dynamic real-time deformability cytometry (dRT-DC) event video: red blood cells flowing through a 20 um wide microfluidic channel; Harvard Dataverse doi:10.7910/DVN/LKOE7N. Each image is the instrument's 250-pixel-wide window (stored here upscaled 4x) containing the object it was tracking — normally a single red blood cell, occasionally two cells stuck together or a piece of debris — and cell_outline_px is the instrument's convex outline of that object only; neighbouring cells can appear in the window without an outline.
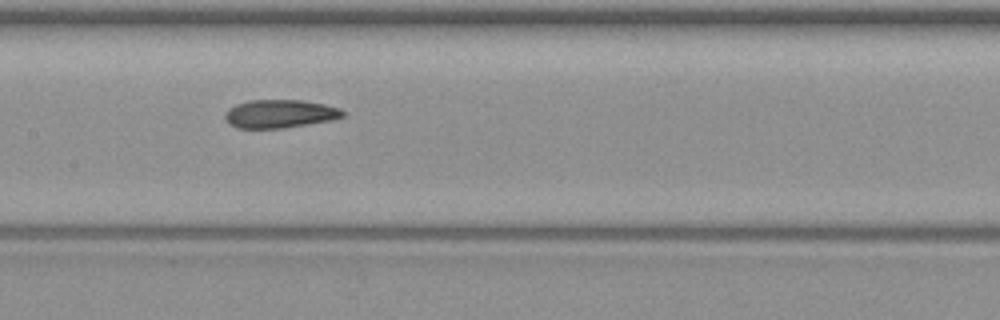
{"species": "common noctule bat (a hibernating species)", "species_latin": "Nyctalus noctula", "temperature_condition": "warm", "stored_images_in_passage": 9, "camera_frame_rate_fps": 3000, "um_per_image_px": 0.085, "animal": {"sex": "female", "body_mass_g": 19.3, "forearm_length_mm": 54.1}, "frame": {"image": 1, "passage_image": 7, "time_ms": 8.333, "image_size_px": [1000, 320], "cell_outline_px": [[344, 116], [332, 120], [284, 128], [236, 128], [228, 124], [224, 116], [228, 108], [236, 104], [248, 100], [300, 100], [324, 104], [340, 108], [344, 112]], "centroid_in_image_um": [23.76, 9.67], "position_along_channel_um": 183.6, "area_um2": 19.48}}
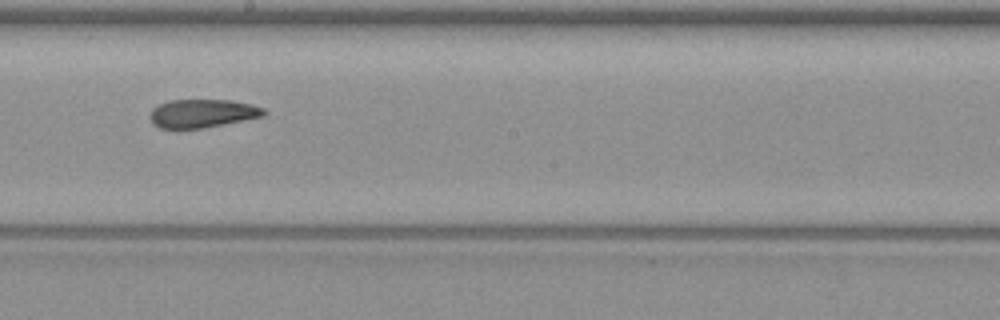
{"frame": {"image": 2, "passage_image": 8, "time_ms": 9.667, "image_size_px": [1000, 320], "cell_outline_px": [[268, 112], [264, 116], [204, 128], [160, 128], [152, 124], [148, 116], [152, 108], [168, 100], [228, 100], [248, 104], [264, 108]], "centroid_in_image_um": [17.16, 9.64], "position_along_channel_um": 231.0, "area_um2": 18.84}}
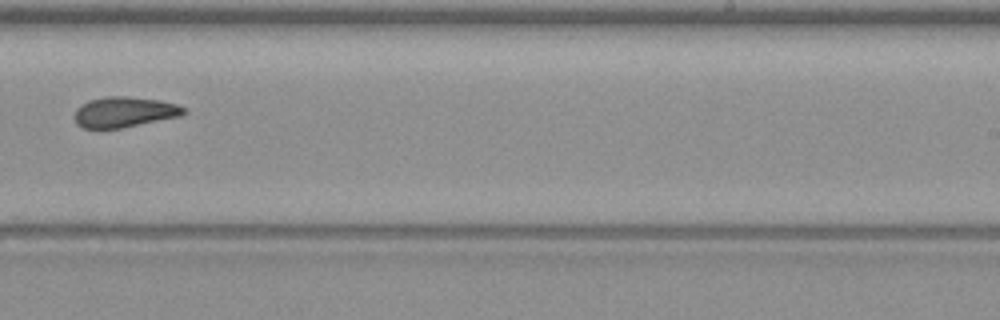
{"frame": {"image": 3, "passage_image": 9, "time_ms": 11.0, "image_size_px": [1000, 320], "cell_outline_px": [[188, 112], [180, 116], [100, 132], [96, 132], [84, 128], [76, 124], [76, 108], [88, 100], [108, 96], [128, 96], [156, 100], [176, 104], [184, 108]], "centroid_in_image_um": [10.5, 9.56], "position_along_channel_um": 278.5, "area_um2": 19.71}}